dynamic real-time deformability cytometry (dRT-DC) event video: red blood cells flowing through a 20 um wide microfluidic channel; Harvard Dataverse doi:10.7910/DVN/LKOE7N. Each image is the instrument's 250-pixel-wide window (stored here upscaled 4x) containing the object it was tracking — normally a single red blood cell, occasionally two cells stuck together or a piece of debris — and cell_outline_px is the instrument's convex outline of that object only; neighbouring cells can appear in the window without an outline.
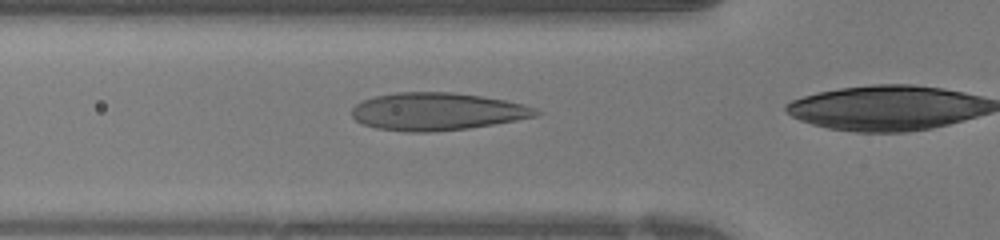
{"species": "human", "species_latin": "Homo sapiens", "temperature_condition": "warm", "stored_images_in_passage": 12, "camera_frame_rate_fps": 3000, "um_per_image_px": 0.085, "donor": {"sex": "female"}, "frame": {"image": 1, "passage_image": 9, "time_ms": 2.667, "image_size_px": [1000, 240], "cell_outline_px": [[544, 112], [536, 116], [516, 120], [468, 128], [432, 132], [408, 132], [376, 128], [360, 124], [352, 116], [352, 108], [360, 100], [376, 96], [396, 92], [452, 92], [508, 100], [524, 104], [536, 108]], "centroid_in_image_um": [37.15, 9.47], "position_along_channel_um": 88.7, "area_um2": 40.58}}